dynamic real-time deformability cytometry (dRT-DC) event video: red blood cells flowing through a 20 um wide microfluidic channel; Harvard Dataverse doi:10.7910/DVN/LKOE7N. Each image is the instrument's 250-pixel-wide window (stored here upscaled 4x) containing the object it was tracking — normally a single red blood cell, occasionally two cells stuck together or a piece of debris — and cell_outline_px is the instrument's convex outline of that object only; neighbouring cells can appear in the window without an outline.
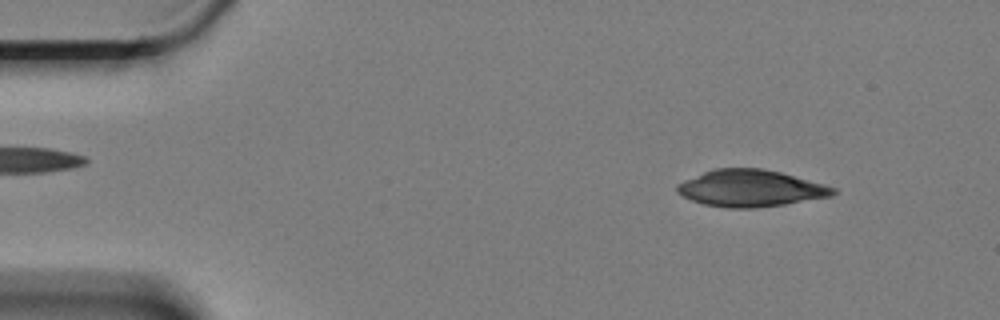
{"species": "Egyptian fruit bat (a non-hibernating species)", "species_latin": "Rousettus aegyptiacus", "temperature_condition": "cold", "stored_images_in_passage": 58, "camera_frame_rate_fps": 3000, "um_per_image_px": 0.085, "animal": {"sex": "female"}, "frame": {"image": 1, "passage_image": 6, "time_ms": 1.667, "image_size_px": [1000, 320], "cell_outline_px": [[836, 192], [832, 196], [784, 204], [756, 208], [728, 208], [704, 204], [692, 200], [676, 192], [676, 184], [684, 180], [704, 172], [716, 168], [760, 168], [780, 172], [824, 184], [836, 188]], "centroid_in_image_um": [63.79, 16.0], "position_along_channel_um": 21.2, "area_um2": 33.23}}
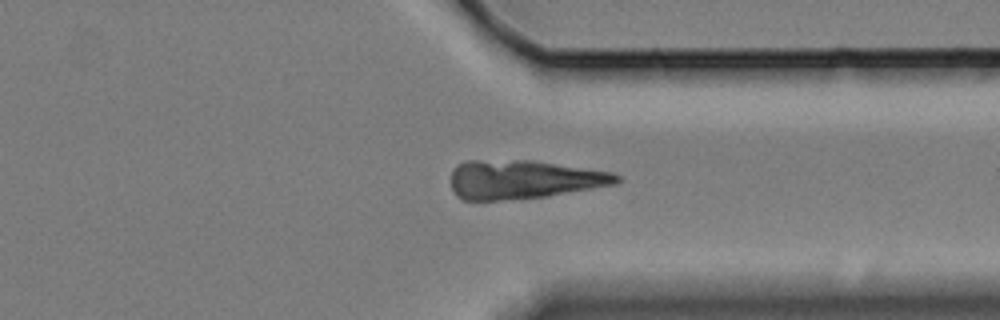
{"frame": {"image": 2, "passage_image": 44, "time_ms": 14.333, "image_size_px": [1000, 320], "cell_outline_px": [[620, 180], [616, 184], [548, 196], [500, 200], [464, 200], [456, 196], [452, 188], [452, 172], [456, 164], [468, 160], [532, 160], [612, 172], [620, 176]], "centroid_in_image_um": [44.48, 15.25], "position_along_channel_um": 366.9, "area_um2": 37.4}}
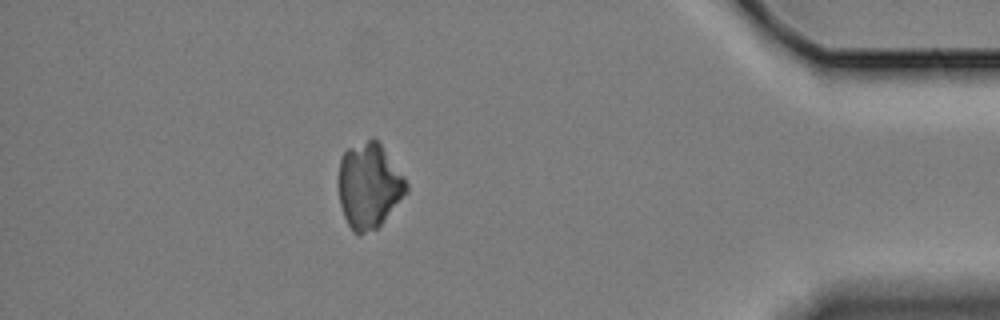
{"frame": {"image": 3, "passage_image": 51, "time_ms": 16.667, "image_size_px": [1000, 320], "cell_outline_px": [[408, 192], [384, 220], [376, 228], [364, 232], [352, 232], [344, 216], [340, 204], [336, 184], [336, 176], [340, 156], [348, 148], [372, 136], [380, 144], [404, 176], [408, 184]], "centroid_in_image_um": [31.32, 15.74], "position_along_channel_um": 403.9, "area_um2": 34.1}}